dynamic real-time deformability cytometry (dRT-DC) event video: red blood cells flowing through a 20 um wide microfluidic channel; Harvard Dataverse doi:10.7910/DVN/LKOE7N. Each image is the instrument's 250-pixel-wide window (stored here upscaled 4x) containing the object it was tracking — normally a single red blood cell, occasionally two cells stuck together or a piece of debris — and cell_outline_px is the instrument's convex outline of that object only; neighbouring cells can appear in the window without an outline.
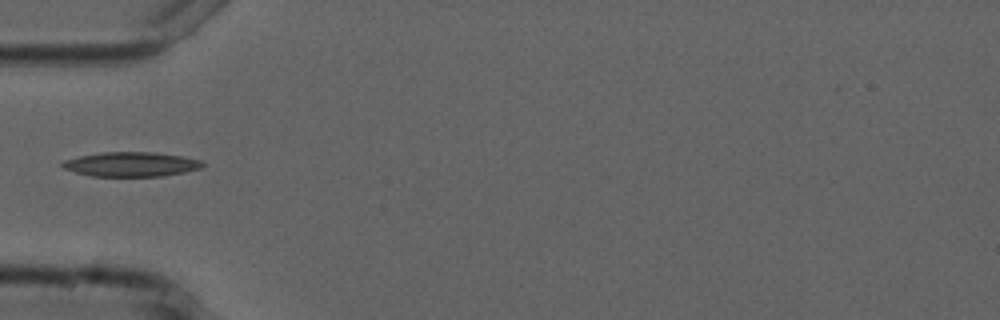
{"species": "common noctule bat (a hibernating species)", "species_latin": "Nyctalus noctula", "temperature_condition": "cold", "stored_images_in_passage": 6, "camera_frame_rate_fps": 3000, "um_per_image_px": 0.085, "animal": {"sex": "male", "forearm_length_mm": 52.5}, "frame": {"image": 1, "passage_image": 5, "time_ms": 4.667, "image_size_px": [1000, 320], "cell_outline_px": [[204, 164], [200, 168], [184, 172], [164, 176], [92, 176], [76, 172], [64, 168], [60, 164], [64, 160], [80, 156], [104, 152], [156, 152], [180, 156], [200, 160]], "centroid_in_image_um": [11.14, 13.96], "position_along_channel_um": 73.9, "area_um2": 19.83}}
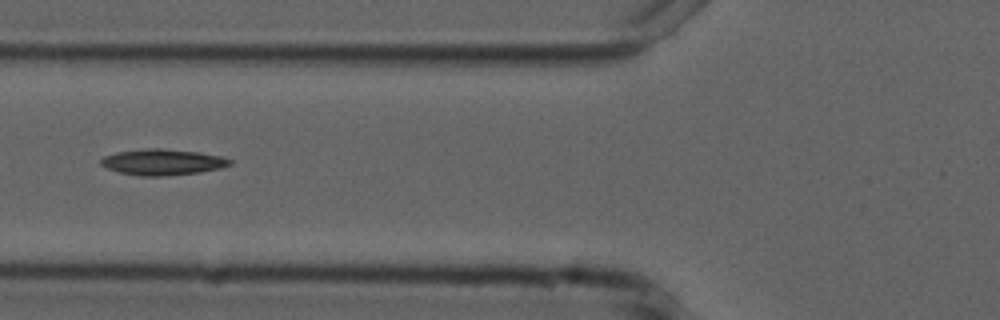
{"frame": {"image": 2, "passage_image": 6, "time_ms": 5.667, "image_size_px": [1000, 320], "cell_outline_px": [[232, 164], [220, 168], [200, 172], [164, 176], [140, 176], [120, 172], [108, 168], [100, 164], [100, 160], [104, 156], [116, 152], [144, 148], [160, 148], [200, 152], [224, 156], [232, 160]], "centroid_in_image_um": [13.85, 13.77], "position_along_channel_um": 112.0, "area_um2": 19.65}}